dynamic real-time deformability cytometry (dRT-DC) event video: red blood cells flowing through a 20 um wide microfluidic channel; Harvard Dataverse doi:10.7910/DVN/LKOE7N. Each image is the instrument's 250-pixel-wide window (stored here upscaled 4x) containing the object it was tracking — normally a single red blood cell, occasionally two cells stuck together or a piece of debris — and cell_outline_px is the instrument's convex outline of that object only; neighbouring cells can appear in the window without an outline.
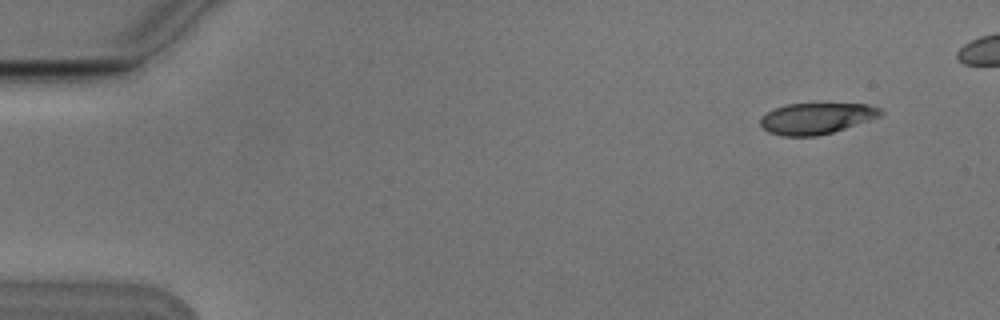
{"species": "Egyptian fruit bat (a non-hibernating species)", "species_latin": "Rousettus aegyptiacus", "temperature_condition": "cold", "stored_images_in_passage": 6, "camera_frame_rate_fps": 3000, "um_per_image_px": 0.085, "animal": {"sex": "male"}, "frame": {"image": 1, "passage_image": 1, "time_ms": 0.0, "image_size_px": [1000, 320], "cell_outline_px": [[884, 112], [880, 116], [832, 132], [816, 136], [780, 136], [768, 132], [760, 124], [760, 120], [768, 112], [784, 104], [868, 104], [880, 108]], "centroid_in_image_um": [69.38, 10.06], "position_along_channel_um": 15.6, "area_um2": 21.5}}